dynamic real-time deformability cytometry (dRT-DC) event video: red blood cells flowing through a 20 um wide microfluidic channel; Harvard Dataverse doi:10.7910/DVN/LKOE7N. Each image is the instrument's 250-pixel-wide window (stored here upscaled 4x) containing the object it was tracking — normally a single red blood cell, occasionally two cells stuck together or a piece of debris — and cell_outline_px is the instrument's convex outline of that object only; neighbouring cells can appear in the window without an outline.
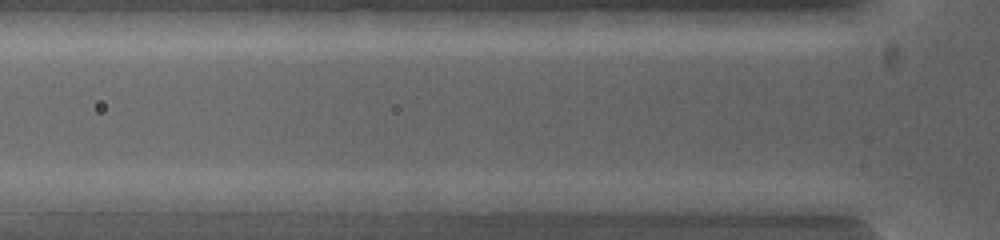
{"species": "common noctule bat (a hibernating species)", "species_latin": "Nyctalus noctula", "temperature_condition": "warm", "stored_images_in_passage": 3, "camera_frame_rate_fps": 5000, "um_per_image_px": 0.085, "animal": {"sex": "female", "body_mass_g": 19.0, "forearm_length_mm": 53.3}, "frame": {"image": 1, "passage_image": 3, "time_ms": 0.6, "image_size_px": [1000, 240], "cell_outline_px": [[788, 200], [784, 216], [776, 220], [700, 200], [732, 192], [760, 192]], "centroid_in_image_um": [63.96, 17.3], "position_along_channel_um": 61.8, "area_um2": 10.12}}